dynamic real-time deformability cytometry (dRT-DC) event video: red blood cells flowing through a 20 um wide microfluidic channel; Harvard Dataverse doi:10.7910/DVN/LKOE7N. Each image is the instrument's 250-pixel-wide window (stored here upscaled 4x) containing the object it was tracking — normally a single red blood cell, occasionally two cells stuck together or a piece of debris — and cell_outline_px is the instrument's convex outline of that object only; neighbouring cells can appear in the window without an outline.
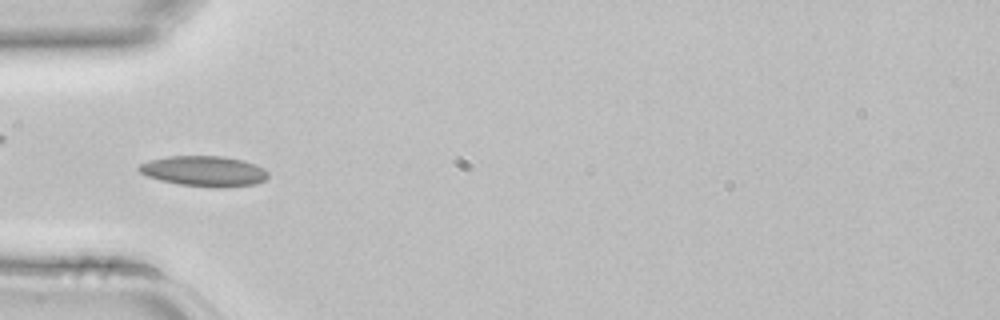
{"species": "common noctule bat (a hibernating species)", "species_latin": "Nyctalus noctula", "temperature_condition": "room temperature", "stored_images_in_passage": 5, "camera_frame_rate_fps": 3000, "um_per_image_px": 0.085, "animal": {"sex": "female", "body_mass_g": 22.7, "forearm_length_mm": 54.2}, "frame": {"image": 1, "passage_image": 5, "time_ms": 1.333, "image_size_px": [1000, 320], "cell_outline_px": [[268, 176], [264, 180], [256, 184], [220, 188], [216, 188], [180, 184], [160, 180], [148, 176], [140, 172], [136, 168], [140, 164], [148, 160], [168, 156], [224, 156], [244, 160], [256, 164], [264, 168], [268, 172]], "centroid_in_image_um": [17.37, 14.54], "position_along_channel_um": 67.6, "area_um2": 23.06}}